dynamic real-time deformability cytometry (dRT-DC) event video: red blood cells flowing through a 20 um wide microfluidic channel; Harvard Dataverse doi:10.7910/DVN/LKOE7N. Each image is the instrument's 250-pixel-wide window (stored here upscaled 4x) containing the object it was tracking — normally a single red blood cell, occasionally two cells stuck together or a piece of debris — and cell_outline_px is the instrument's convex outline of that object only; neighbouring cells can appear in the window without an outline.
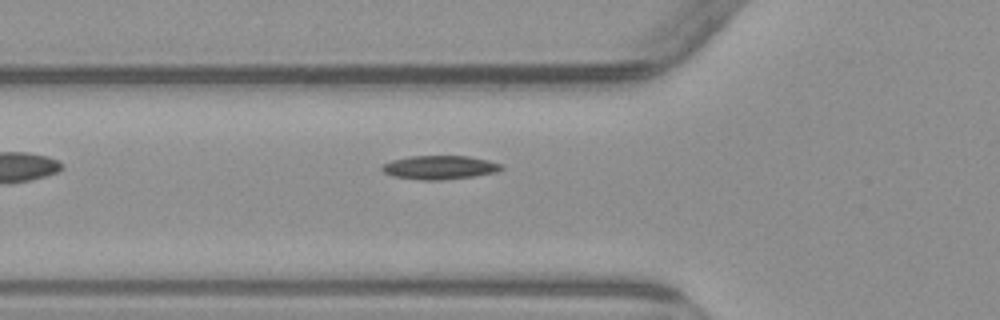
{"species": "common noctule bat (a hibernating species)", "species_latin": "Nyctalus noctula", "temperature_condition": "warm", "stored_images_in_passage": 5, "segment_of_instrument_passage": [2, 2], "camera_frame_rate_fps": 3000, "um_per_image_px": 0.085, "animal": {"sex": "male", "body_mass_g": 23.1, "forearm_length_mm": 52.7}, "frame": {"image": 1, "passage_image": 5, "time_ms": 6.0, "image_size_px": [1000, 320], "cell_outline_px": [[504, 168], [496, 172], [472, 176], [440, 180], [420, 180], [392, 176], [384, 172], [380, 168], [380, 164], [392, 160], [408, 156], [468, 156], [488, 160], [500, 164]], "centroid_in_image_um": [37.31, 14.22], "position_along_channel_um": 88.5, "area_um2": 16.53}}